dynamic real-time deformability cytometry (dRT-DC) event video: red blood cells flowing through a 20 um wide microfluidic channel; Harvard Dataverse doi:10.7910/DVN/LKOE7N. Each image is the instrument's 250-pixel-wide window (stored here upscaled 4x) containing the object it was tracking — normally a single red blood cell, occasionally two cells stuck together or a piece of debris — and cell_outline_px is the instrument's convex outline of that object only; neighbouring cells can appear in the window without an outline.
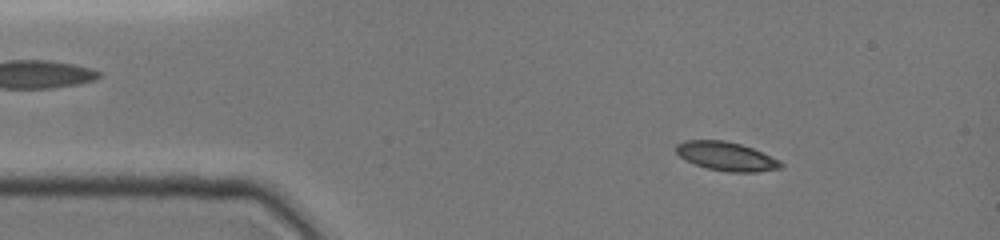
{"species": "common noctule bat (a hibernating species)", "species_latin": "Nyctalus noctula", "temperature_condition": "cold", "stored_images_in_passage": 69, "camera_frame_rate_fps": 3000, "um_per_image_px": 0.085, "animal": {"sex": "female", "body_mass_g": 19.0, "forearm_length_mm": 51.5}, "frame": {"image": 1, "passage_image": 7, "time_ms": 2.0, "image_size_px": [1000, 240], "cell_outline_px": [[784, 164], [780, 168], [756, 172], [728, 172], [708, 168], [684, 160], [676, 152], [676, 144], [684, 140], [724, 140], [740, 144], [752, 148], [780, 160]], "centroid_in_image_um": [61.72, 13.28], "position_along_channel_um": 23.3, "area_um2": 17.51}}
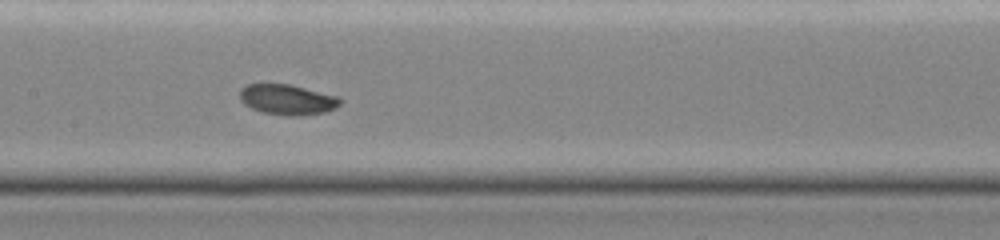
{"frame": {"image": 2, "passage_image": 28, "time_ms": 7.667, "image_size_px": [1000, 240], "cell_outline_px": [[340, 104], [336, 108], [324, 112], [296, 116], [288, 116], [264, 112], [252, 108], [244, 104], [240, 100], [240, 88], [248, 84], [288, 84], [340, 96]], "centroid_in_image_um": [24.43, 8.46], "position_along_channel_um": 183.0, "area_um2": 17.69}}
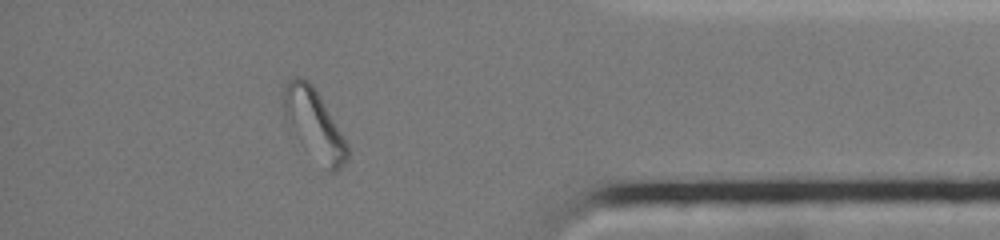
{"frame": {"image": 3, "passage_image": 59, "time_ms": 14.0, "image_size_px": [1000, 240], "cell_outline_px": [[348, 156], [344, 164], [336, 172], [328, 172], [288, 132], [284, 120], [280, 92], [288, 80], [296, 76], [304, 76], [316, 88], [348, 144]], "centroid_in_image_um": [26.61, 10.53], "position_along_channel_um": 408.6, "area_um2": 27.11}, "authors_computed_cell_mechanics": {"area_um2": 17.7446, "velocity_mm_per_s": 3.8357, "shape_relaxation_time_tau1_ms": 5.1177, "shape_relaxation_time_tau2_ms": null, "deformation_change_tau1": 0.1049, "deformation_change_tau2": null}}